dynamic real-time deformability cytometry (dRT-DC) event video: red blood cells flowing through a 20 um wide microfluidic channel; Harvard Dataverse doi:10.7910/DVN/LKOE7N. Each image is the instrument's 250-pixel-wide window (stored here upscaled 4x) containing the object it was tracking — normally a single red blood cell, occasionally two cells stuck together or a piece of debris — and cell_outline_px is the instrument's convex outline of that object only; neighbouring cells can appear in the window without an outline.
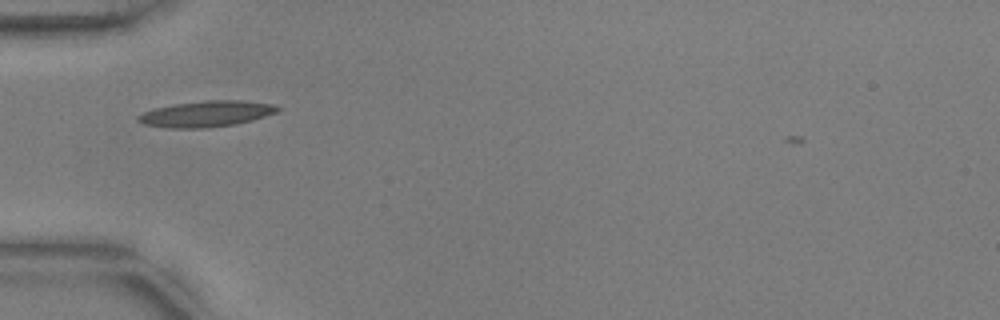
{"species": "common noctule bat (a hibernating species)", "species_latin": "Nyctalus noctula", "temperature_condition": "warm", "stored_images_in_passage": 21, "camera_frame_rate_fps": 3000, "um_per_image_px": 0.085, "animal": {"sex": "male", "body_mass_g": 17.9, "forearm_length_mm": 54.2}, "frame": {"image": 1, "passage_image": 2, "time_ms": 0.333, "image_size_px": [1000, 320], "cell_outline_px": [[280, 108], [276, 112], [252, 120], [236, 124], [208, 128], [164, 128], [144, 124], [136, 120], [136, 116], [144, 112], [156, 108], [172, 104], [204, 100], [244, 100], [272, 104]], "centroid_in_image_um": [17.5, 9.68], "position_along_channel_um": 67.5, "area_um2": 21.21}}
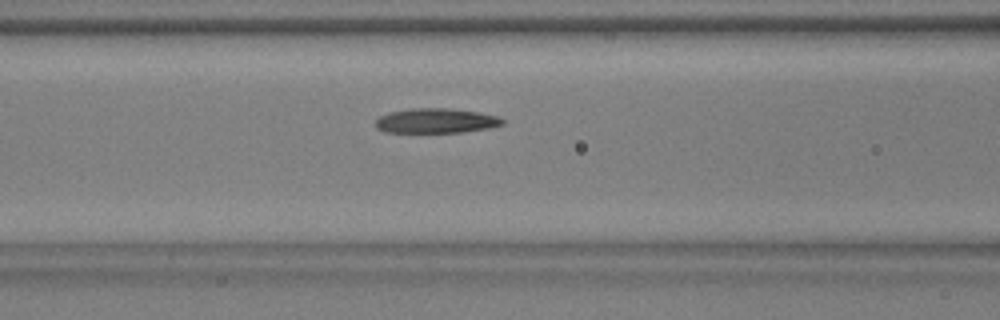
{"frame": {"image": 2, "passage_image": 7, "time_ms": 2.0, "image_size_px": [1000, 320], "cell_outline_px": [[504, 124], [488, 128], [464, 132], [384, 132], [376, 128], [376, 120], [380, 116], [388, 112], [412, 108], [448, 108], [480, 112], [500, 116], [504, 120]], "centroid_in_image_um": [37.08, 10.26], "position_along_channel_um": 129.5, "area_um2": 18.44}}